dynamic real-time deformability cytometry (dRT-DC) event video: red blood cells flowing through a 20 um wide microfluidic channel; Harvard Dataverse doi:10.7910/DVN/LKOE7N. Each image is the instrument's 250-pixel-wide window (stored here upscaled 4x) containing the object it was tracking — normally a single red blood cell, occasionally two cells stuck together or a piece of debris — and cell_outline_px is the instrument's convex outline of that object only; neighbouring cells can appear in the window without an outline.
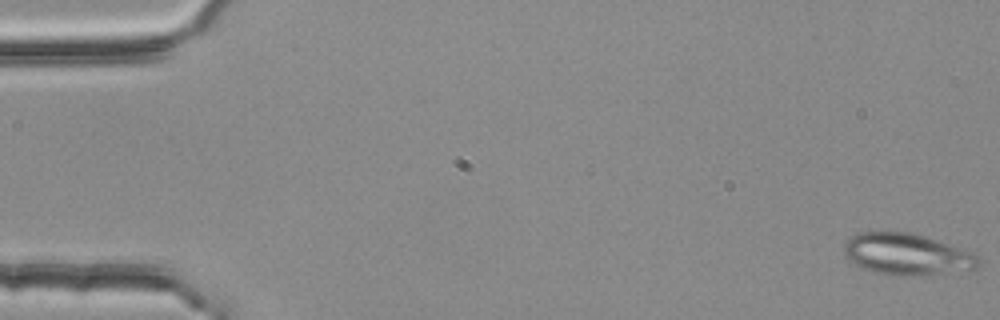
{"species": "common noctule bat (a hibernating species)", "species_latin": "Nyctalus noctula", "temperature_condition": "room temperature", "stored_images_in_passage": 3, "camera_frame_rate_fps": 3000, "um_per_image_px": 0.085, "animal": {"sex": "female", "body_mass_g": 25.1}, "frame": {"image": 1, "passage_image": 1, "time_ms": 0.0, "image_size_px": [1000, 320], "cell_outline_px": [[980, 260], [976, 268], [912, 276], [900, 276], [872, 272], [848, 260], [844, 252], [844, 244], [852, 236], [860, 232], [908, 232], [924, 236], [976, 252], [980, 256]], "centroid_in_image_um": [77.1, 21.6], "position_along_channel_um": 7.9, "area_um2": 32.37}}